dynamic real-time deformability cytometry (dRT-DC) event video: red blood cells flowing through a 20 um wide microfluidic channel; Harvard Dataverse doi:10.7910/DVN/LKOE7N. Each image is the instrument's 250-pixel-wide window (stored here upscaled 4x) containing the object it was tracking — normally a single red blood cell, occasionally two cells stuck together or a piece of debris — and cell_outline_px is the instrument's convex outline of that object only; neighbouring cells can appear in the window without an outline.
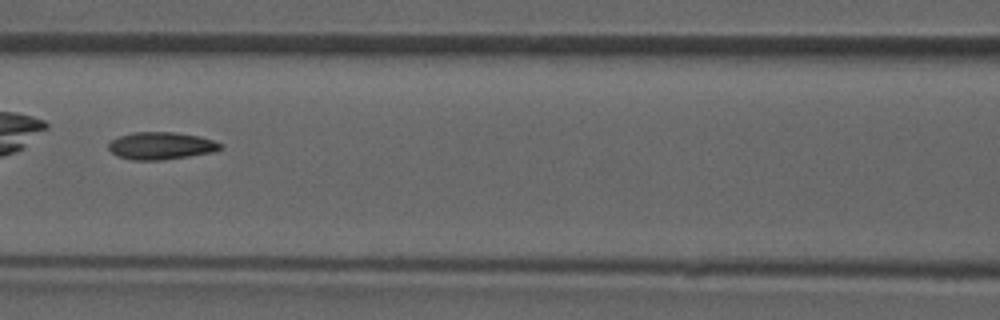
{"species": "common noctule bat (a hibernating species)", "species_latin": "Nyctalus noctula", "temperature_condition": "room temperature", "stored_images_in_passage": 6, "camera_frame_rate_fps": 3000, "um_per_image_px": 0.085, "animal": {"sex": "male", "forearm_length_mm": 52.5}, "frame": {"image": 1, "passage_image": 6, "time_ms": 6.667, "image_size_px": [1000, 320], "cell_outline_px": [[224, 148], [216, 152], [160, 160], [132, 160], [116, 156], [108, 148], [108, 144], [112, 140], [120, 136], [132, 132], [176, 132], [200, 136], [224, 144]], "centroid_in_image_um": [13.73, 12.39], "position_along_channel_um": 152.9, "area_um2": 18.03}}